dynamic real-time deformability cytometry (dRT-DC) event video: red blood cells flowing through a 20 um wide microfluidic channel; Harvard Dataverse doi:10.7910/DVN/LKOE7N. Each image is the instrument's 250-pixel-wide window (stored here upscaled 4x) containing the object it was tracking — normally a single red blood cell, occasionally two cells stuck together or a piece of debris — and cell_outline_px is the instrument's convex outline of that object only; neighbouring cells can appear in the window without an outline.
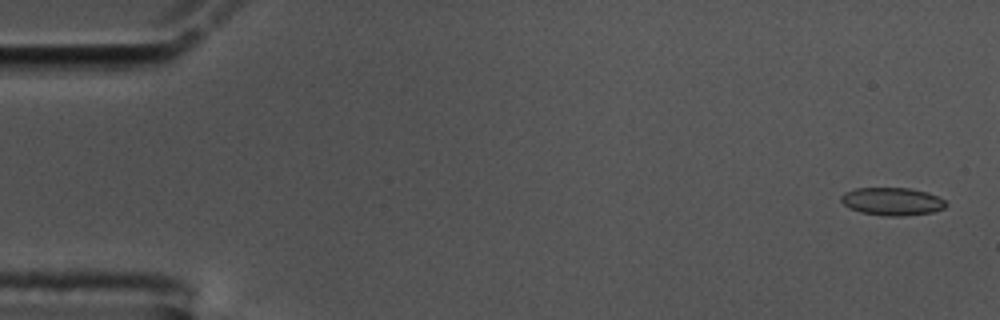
{"species": "common noctule bat (a hibernating species)", "species_latin": "Nyctalus noctula", "temperature_condition": "cold", "stored_images_in_passage": 55, "camera_frame_rate_fps": 3000, "um_per_image_px": 0.085, "animal": {"sex": "male", "body_mass_g": 17.5, "forearm_length_mm": 52.3}, "frame": {"image": 1, "passage_image": 1, "time_ms": 0.0, "image_size_px": [1000, 320], "cell_outline_px": [[948, 204], [944, 208], [932, 212], [904, 216], [884, 216], [860, 212], [848, 208], [840, 200], [840, 196], [844, 192], [856, 188], [908, 188], [928, 192], [944, 200]], "centroid_in_image_um": [75.81, 17.12], "position_along_channel_um": 9.2, "area_um2": 17.11}}
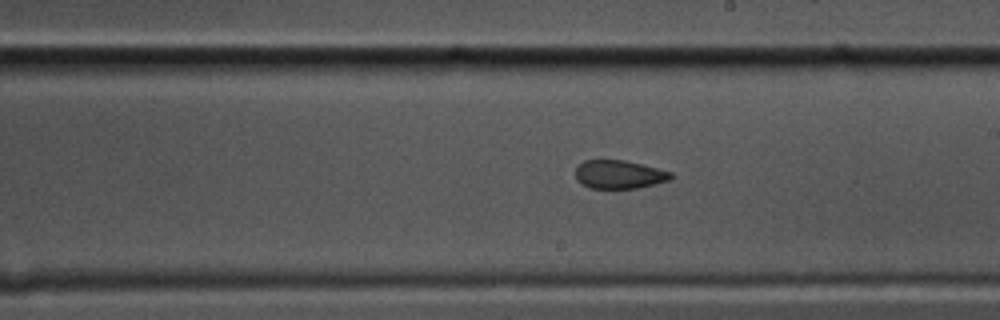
{"frame": {"image": 2, "passage_image": 31, "time_ms": 10.0, "image_size_px": [1000, 320], "cell_outline_px": [[676, 176], [672, 180], [636, 188], [588, 188], [580, 184], [576, 180], [576, 168], [584, 160], [624, 160], [672, 172]], "centroid_in_image_um": [52.64, 14.84], "position_along_channel_um": 236.4, "area_um2": 15.9}}
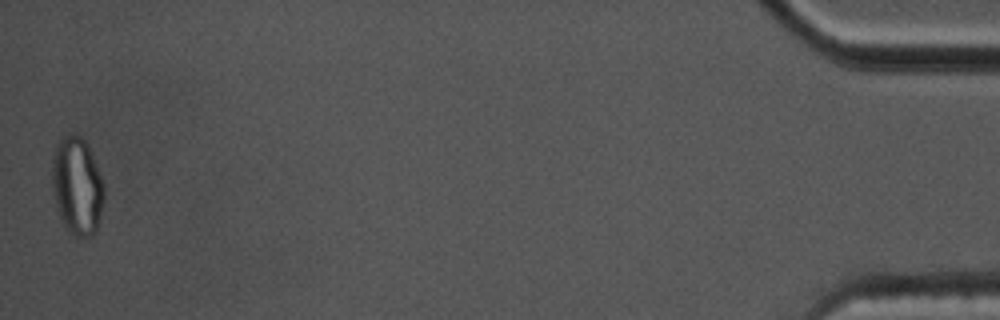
{"frame": {"image": 3, "passage_image": 55, "time_ms": 18.0, "image_size_px": [1000, 320], "cell_outline_px": [[104, 200], [96, 232], [92, 236], [76, 236], [64, 224], [56, 208], [52, 188], [52, 160], [56, 144], [64, 136], [80, 136], [88, 144], [100, 176], [104, 188]], "centroid_in_image_um": [6.55, 15.82], "position_along_channel_um": 428.7, "area_um2": 29.25}, "authors_computed_cell_mechanics": {"area_um2": 17.2244, "velocity_mm_per_s": 3.5741, "shape_relaxation_time_tau1_ms": null, "shape_relaxation_time_tau2_ms": 1.7471, "deformation_change_tau1": null, "deformation_change_tau2": 0.0624}}